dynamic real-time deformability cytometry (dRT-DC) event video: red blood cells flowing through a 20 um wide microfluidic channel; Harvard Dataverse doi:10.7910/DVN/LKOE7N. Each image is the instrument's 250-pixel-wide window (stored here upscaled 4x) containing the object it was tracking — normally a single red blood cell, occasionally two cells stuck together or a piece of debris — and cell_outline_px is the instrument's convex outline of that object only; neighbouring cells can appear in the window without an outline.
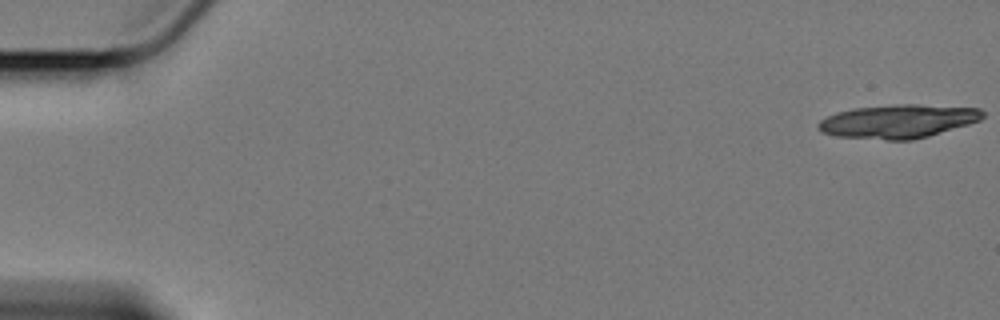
{"species": "Egyptian fruit bat (a non-hibernating species)", "species_latin": "Rousettus aegyptiacus", "temperature_condition": "cold", "stored_images_in_passage": 21, "camera_frame_rate_fps": 3000, "um_per_image_px": 0.085, "animal": {"sex": "female"}, "frame": {"image": 1, "passage_image": 1, "time_ms": 0.0, "image_size_px": [1000, 320], "cell_outline_px": [[984, 116], [980, 120], [968, 124], [928, 136], [912, 140], [888, 140], [836, 136], [820, 132], [816, 128], [816, 124], [820, 120], [836, 112], [852, 108], [900, 104], [916, 104], [980, 108], [984, 112]], "centroid_in_image_um": [76.3, 10.31], "position_along_channel_um": 8.7, "area_um2": 32.25}}